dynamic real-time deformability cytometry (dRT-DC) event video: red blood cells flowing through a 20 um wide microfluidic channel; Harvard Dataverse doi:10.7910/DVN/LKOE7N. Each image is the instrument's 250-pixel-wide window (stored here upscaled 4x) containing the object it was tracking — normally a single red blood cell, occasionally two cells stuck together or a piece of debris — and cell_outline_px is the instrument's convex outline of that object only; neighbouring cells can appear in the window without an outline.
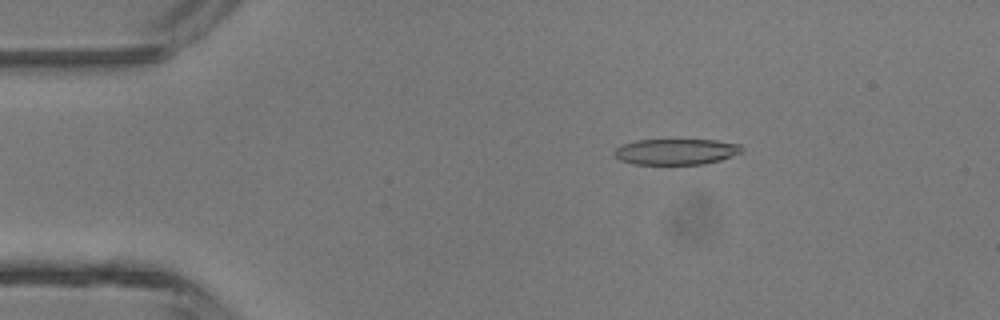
{"species": "common noctule bat (a hibernating species)", "species_latin": "Nyctalus noctula", "temperature_condition": "room temperature", "stored_images_in_passage": 4, "camera_frame_rate_fps": 3000, "um_per_image_px": 0.085, "animal": {"sex": "male", "body_mass_g": 13.3}, "frame": {"image": 1, "passage_image": 2, "time_ms": 1.333, "image_size_px": [1000, 320], "cell_outline_px": [[744, 148], [740, 152], [720, 160], [704, 164], [632, 164], [620, 160], [612, 152], [616, 148], [624, 144], [636, 140], [716, 140], [740, 144]], "centroid_in_image_um": [57.45, 12.89], "position_along_channel_um": 27.5, "area_um2": 19.13}}